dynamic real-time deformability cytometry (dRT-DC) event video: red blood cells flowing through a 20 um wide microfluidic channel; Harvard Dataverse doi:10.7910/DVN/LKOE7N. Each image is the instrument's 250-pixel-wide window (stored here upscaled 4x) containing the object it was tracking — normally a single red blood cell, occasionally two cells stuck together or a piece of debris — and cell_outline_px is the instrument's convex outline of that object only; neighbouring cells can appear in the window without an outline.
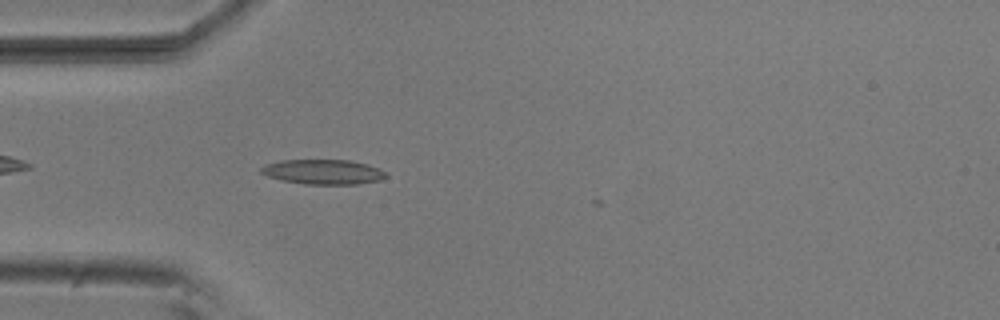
{"species": "common noctule bat (a hibernating species)", "species_latin": "Nyctalus noctula", "temperature_condition": "room temperature", "stored_images_in_passage": 4, "camera_frame_rate_fps": 3000, "um_per_image_px": 0.085, "animal": {"sex": "male", "body_mass_g": 20.5, "forearm_length_mm": 52.5}, "frame": {"image": 1, "passage_image": 4, "time_ms": 1.0, "image_size_px": [1000, 320], "cell_outline_px": [[388, 176], [380, 180], [360, 184], [304, 184], [280, 180], [268, 176], [260, 172], [260, 168], [264, 164], [280, 160], [348, 160], [368, 164], [380, 168]], "centroid_in_image_um": [27.46, 14.61], "position_along_channel_um": 57.5, "area_um2": 18.21}}